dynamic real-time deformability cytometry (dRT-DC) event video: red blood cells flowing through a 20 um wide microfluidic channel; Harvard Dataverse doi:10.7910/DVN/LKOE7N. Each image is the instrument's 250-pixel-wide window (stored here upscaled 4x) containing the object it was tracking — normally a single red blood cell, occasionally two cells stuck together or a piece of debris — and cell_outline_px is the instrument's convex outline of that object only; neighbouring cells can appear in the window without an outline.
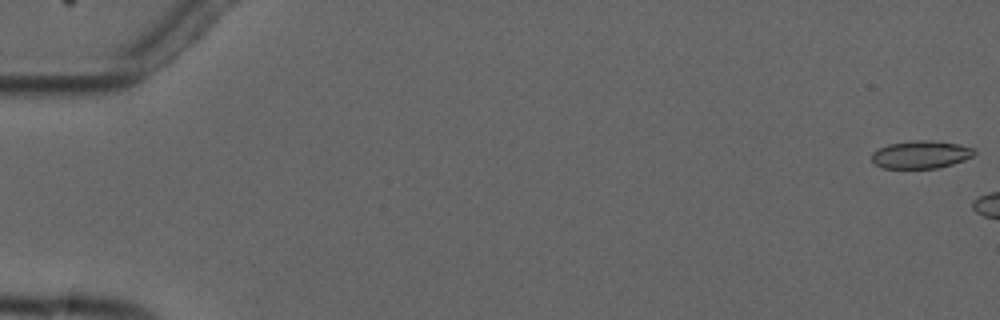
{"species": "common noctule bat (a hibernating species)", "species_latin": "Nyctalus noctula", "temperature_condition": "cold", "stored_images_in_passage": 3, "camera_frame_rate_fps": 3000, "um_per_image_px": 0.085, "animal": {"sex": "male", "forearm_length_mm": 52.5}, "frame": {"image": 1, "passage_image": 1, "time_ms": 0.0, "image_size_px": [1000, 320], "cell_outline_px": [[976, 152], [972, 156], [964, 160], [952, 164], [936, 168], [884, 168], [876, 164], [872, 160], [872, 152], [888, 144], [912, 140], [932, 140], [960, 144], [972, 148]], "centroid_in_image_um": [78.28, 13.12], "position_along_channel_um": 6.7, "area_um2": 16.53}}